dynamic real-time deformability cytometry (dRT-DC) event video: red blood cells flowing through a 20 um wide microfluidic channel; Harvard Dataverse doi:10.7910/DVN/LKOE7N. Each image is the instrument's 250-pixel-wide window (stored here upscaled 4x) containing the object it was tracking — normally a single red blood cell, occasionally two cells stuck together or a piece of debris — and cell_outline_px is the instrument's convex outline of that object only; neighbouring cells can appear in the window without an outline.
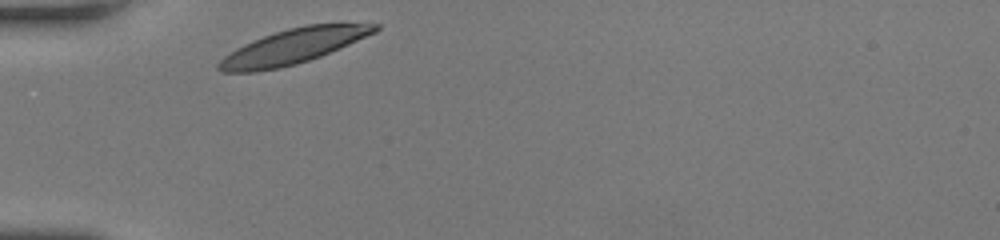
{"species": "human", "species_latin": "Homo sapiens", "temperature_condition": "room temperature", "stored_images_in_passage": 27, "camera_frame_rate_fps": 3000, "um_per_image_px": 0.085, "donor": {"sex": "female"}, "frame": {"image": 1, "passage_image": 1, "time_ms": 0.0, "image_size_px": [1000, 240], "cell_outline_px": [[380, 28], [376, 32], [340, 48], [320, 56], [296, 64], [280, 68], [252, 72], [220, 72], [216, 68], [216, 64], [224, 56], [236, 48], [244, 44], [264, 36], [288, 28], [308, 24], [380, 24]], "centroid_in_image_um": [24.88, 3.96], "position_along_channel_um": 60.1, "area_um2": 31.44}}
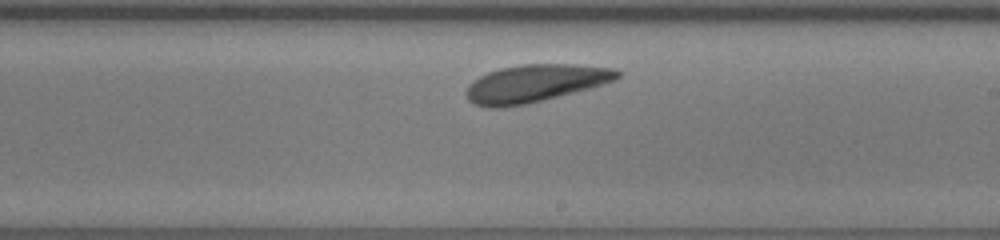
{"frame": {"image": 2, "passage_image": 16, "time_ms": 5.0, "image_size_px": [1000, 240], "cell_outline_px": [[620, 76], [616, 80], [592, 88], [576, 92], [524, 104], [500, 108], [488, 108], [476, 104], [468, 100], [464, 92], [468, 84], [472, 80], [488, 72], [500, 68], [520, 64], [576, 64], [616, 68], [620, 72]], "centroid_in_image_um": [45.49, 7.08], "position_along_channel_um": 243.5, "area_um2": 33.35}}
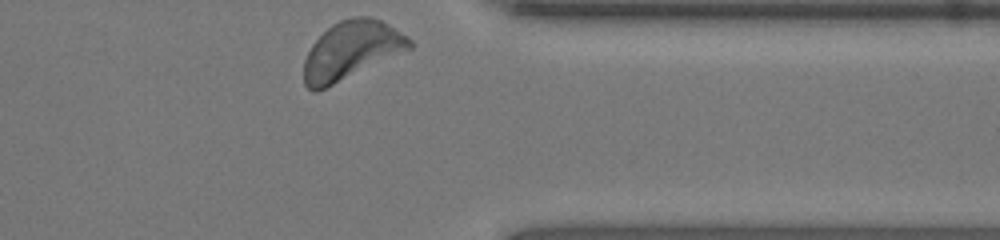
{"frame": {"image": 3, "passage_image": 27, "time_ms": 8.667, "image_size_px": [1000, 240], "cell_outline_px": [[412, 48], [316, 92], [312, 92], [304, 84], [304, 60], [312, 44], [332, 24], [340, 20], [352, 16], [368, 16], [380, 20], [408, 36], [412, 40]], "centroid_in_image_um": [29.85, 4.27], "position_along_channel_um": 381.6, "area_um2": 35.37}, "authors_computed_cell_mechanics": {"area_um2": 32.5414, "velocity_mm_per_s": 3.8821, "shape_relaxation_time_tau1_ms": 4.2219, "shape_relaxation_time_tau2_ms": 3.9151, "deformation_change_tau1": 0.126, "deformation_change_tau2": 0.0945}}